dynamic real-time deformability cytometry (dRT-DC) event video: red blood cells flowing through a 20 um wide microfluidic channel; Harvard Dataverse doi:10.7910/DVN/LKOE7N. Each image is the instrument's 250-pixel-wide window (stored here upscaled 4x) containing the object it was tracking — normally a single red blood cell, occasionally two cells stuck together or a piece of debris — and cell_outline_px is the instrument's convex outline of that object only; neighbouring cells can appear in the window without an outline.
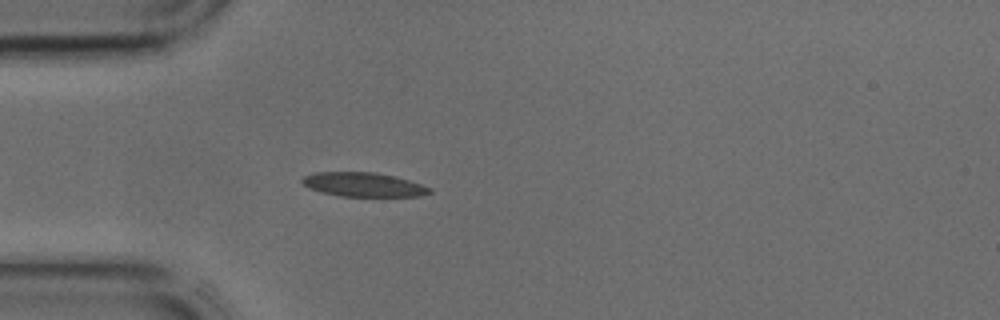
{"species": "common noctule bat (a hibernating species)", "species_latin": "Nyctalus noctula", "temperature_condition": "cold", "stored_images_in_passage": 34, "camera_frame_rate_fps": 3000, "um_per_image_px": 0.085, "animal": {"sex": "male", "body_mass_g": 17.9, "forearm_length_mm": 54.2}, "frame": {"image": 1, "passage_image": 5, "time_ms": 1.333, "image_size_px": [1000, 320], "cell_outline_px": [[432, 192], [420, 196], [340, 196], [320, 192], [308, 188], [300, 180], [304, 176], [312, 172], [376, 172], [396, 176], [432, 188]], "centroid_in_image_um": [30.87, 15.68], "position_along_channel_um": 54.1, "area_um2": 18.03}}
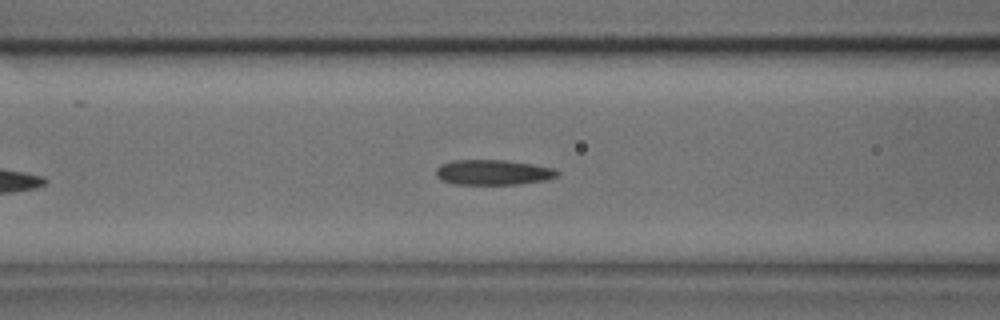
{"frame": {"image": 2, "passage_image": 10, "time_ms": 3.0, "image_size_px": [1000, 320], "cell_outline_px": [[560, 176], [544, 180], [520, 184], [456, 184], [440, 180], [436, 176], [436, 168], [440, 164], [452, 160], [508, 160], [556, 168], [560, 172]], "centroid_in_image_um": [41.93, 14.64], "position_along_channel_um": 124.7, "area_um2": 18.03}}
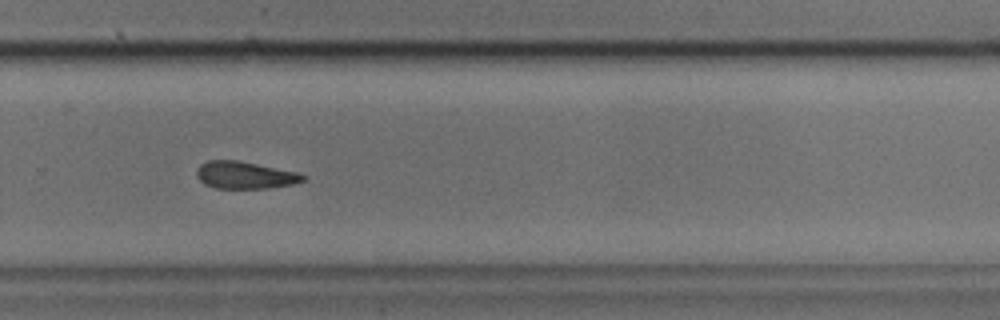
{"frame": {"image": 3, "passage_image": 22, "time_ms": 7.0, "image_size_px": [1000, 320], "cell_outline_px": [[308, 176], [304, 180], [292, 184], [268, 188], [216, 188], [204, 184], [196, 176], [196, 168], [200, 164], [208, 160], [236, 160], [296, 172]], "centroid_in_image_um": [20.77, 14.88], "position_along_channel_um": 309.0, "area_um2": 16.76}}